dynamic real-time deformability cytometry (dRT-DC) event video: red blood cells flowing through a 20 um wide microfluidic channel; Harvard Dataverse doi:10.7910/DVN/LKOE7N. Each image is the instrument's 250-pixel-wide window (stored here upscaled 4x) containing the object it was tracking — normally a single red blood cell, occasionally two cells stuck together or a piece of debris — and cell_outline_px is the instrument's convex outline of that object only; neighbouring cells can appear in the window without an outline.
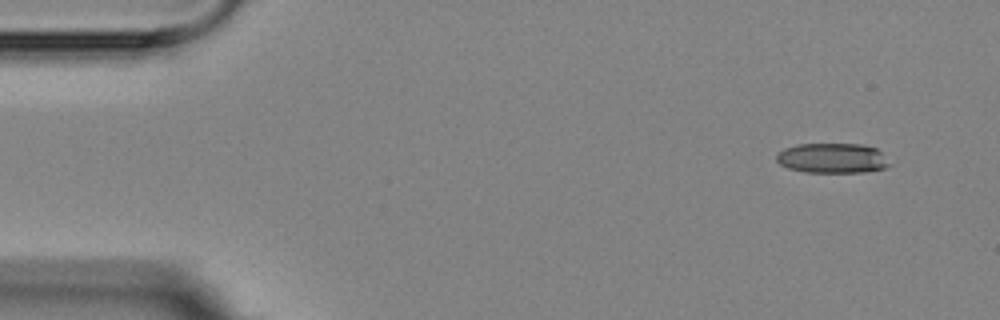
{"species": "Egyptian fruit bat (a non-hibernating species)", "species_latin": "Rousettus aegyptiacus", "temperature_condition": "room temperature", "stored_images_in_passage": 5, "camera_frame_rate_fps": 3000, "um_per_image_px": 0.085, "animal": {"sex": "female"}, "frame": {"image": 1, "passage_image": 1, "time_ms": 0.0, "image_size_px": [1000, 320], "cell_outline_px": [[892, 164], [884, 168], [864, 172], [804, 172], [788, 168], [780, 164], [776, 160], [776, 152], [784, 148], [796, 144], [860, 144], [876, 148]], "centroid_in_image_um": [70.71, 13.44], "position_along_channel_um": 14.3, "area_um2": 19.83}}
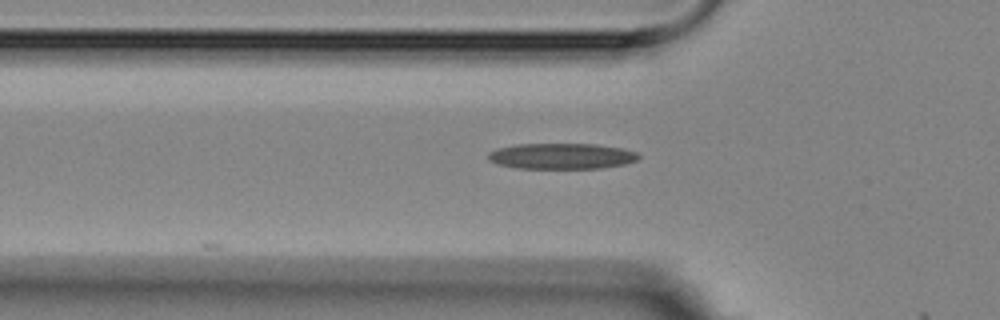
{"frame": {"image": 2, "passage_image": 5, "time_ms": 4.667, "image_size_px": [1000, 320], "cell_outline_px": [[640, 156], [636, 160], [624, 164], [600, 168], [516, 168], [496, 164], [488, 160], [488, 152], [496, 148], [516, 144], [596, 144], [624, 148], [636, 152]], "centroid_in_image_um": [47.7, 13.26], "position_along_channel_um": 78.1, "area_um2": 22.72}}